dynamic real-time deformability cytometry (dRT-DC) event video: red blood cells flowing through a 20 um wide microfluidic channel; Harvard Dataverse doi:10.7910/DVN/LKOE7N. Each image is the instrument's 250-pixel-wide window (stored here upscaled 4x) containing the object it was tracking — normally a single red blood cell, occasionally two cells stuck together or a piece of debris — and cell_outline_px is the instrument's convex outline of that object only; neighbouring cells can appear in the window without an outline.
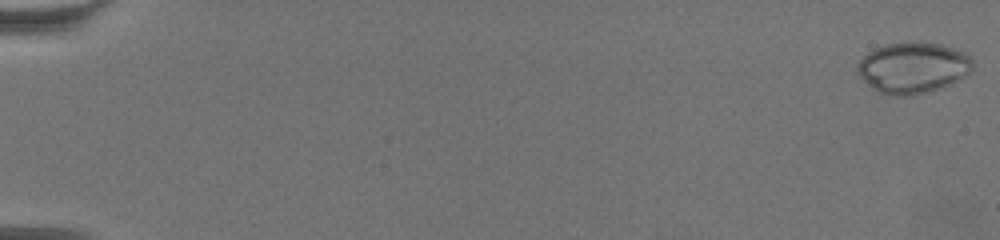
{"species": "common noctule bat (a hibernating species)", "species_latin": "Nyctalus noctula", "temperature_condition": "warm", "stored_images_in_passage": 63, "camera_frame_rate_fps": 3000, "um_per_image_px": 0.085, "animal": {"sex": "female", "body_mass_g": 19.5, "forearm_length_mm": 54.1}, "frame": {"image": 1, "passage_image": 1, "time_ms": 0.0, "image_size_px": [1000, 240], "cell_outline_px": [[972, 68], [968, 76], [940, 88], [928, 92], [908, 96], [896, 96], [880, 92], [872, 88], [856, 72], [856, 64], [868, 52], [884, 44], [940, 44], [956, 48], [968, 52], [972, 56]], "centroid_in_image_um": [77.63, 5.78], "position_along_channel_um": 7.4, "area_um2": 34.1}}
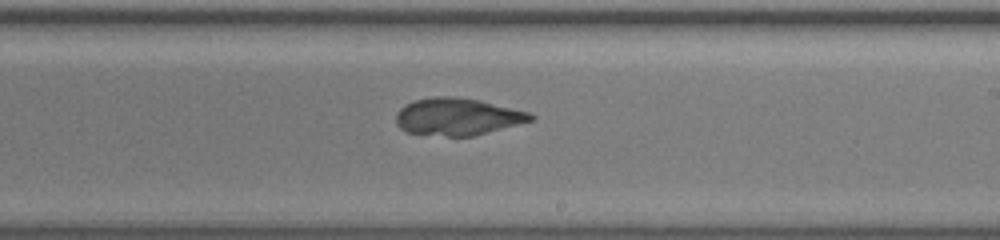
{"frame": {"image": 2, "passage_image": 40, "time_ms": 13.0, "image_size_px": [1000, 240], "cell_outline_px": [[536, 120], [472, 136], [448, 136], [408, 132], [400, 128], [396, 124], [396, 112], [404, 104], [412, 100], [432, 96], [456, 96], [480, 100], [528, 112], [536, 116]], "centroid_in_image_um": [38.88, 9.9], "position_along_channel_um": 250.1, "area_um2": 29.36}}
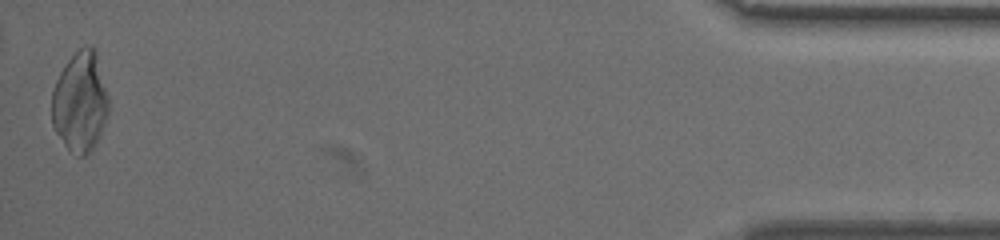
{"frame": {"image": 3, "passage_image": 63, "time_ms": 20.667, "image_size_px": [1000, 240], "cell_outline_px": [[108, 112], [100, 136], [92, 152], [84, 156], [76, 156], [68, 152], [56, 132], [52, 124], [52, 92], [56, 80], [60, 72], [68, 60], [84, 44], [88, 44], [96, 48], [108, 96]], "centroid_in_image_um": [6.82, 8.68], "position_along_channel_um": 428.4, "area_um2": 33.64}}